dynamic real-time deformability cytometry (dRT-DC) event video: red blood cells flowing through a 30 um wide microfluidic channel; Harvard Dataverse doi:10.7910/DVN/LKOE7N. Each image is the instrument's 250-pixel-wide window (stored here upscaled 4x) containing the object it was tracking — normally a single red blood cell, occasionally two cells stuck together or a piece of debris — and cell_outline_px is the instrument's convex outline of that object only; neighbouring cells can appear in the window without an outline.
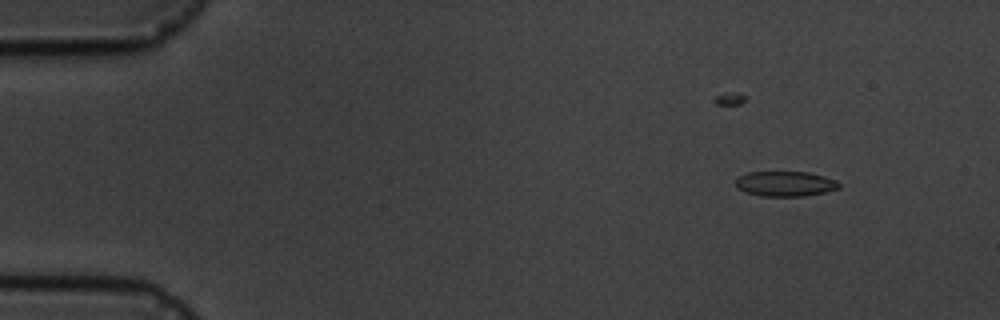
{"species": "common noctule bat (a hibernating species)", "species_latin": "Nyctalus noctula", "temperature_condition": "cold", "stored_images_in_passage": 6, "camera_frame_rate_fps": 3000, "um_per_image_px": 0.085, "animal": {"sex": "male", "body_mass_g": 19.5, "forearm_length_mm": 54.6}, "frame": {"image": 1, "passage_image": 3, "time_ms": 3.333, "image_size_px": [1000, 320], "cell_outline_px": [[840, 188], [824, 192], [804, 196], [760, 196], [744, 192], [736, 188], [736, 176], [748, 172], [808, 172], [824, 176], [836, 180], [840, 184]], "centroid_in_image_um": [66.71, 15.62], "position_along_channel_um": 18.3, "area_um2": 15.26}}
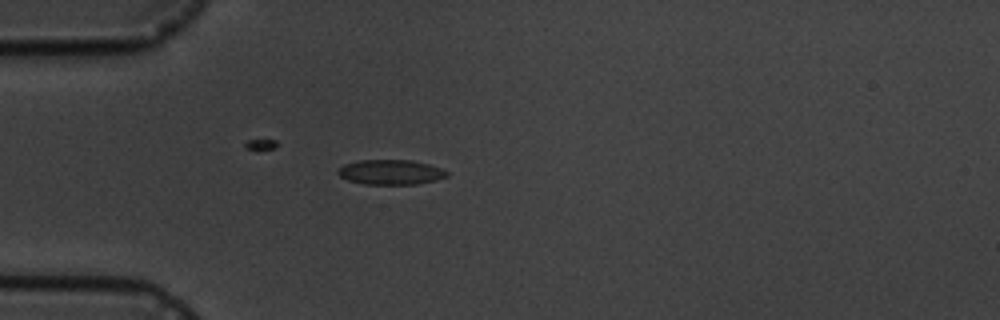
{"frame": {"image": 2, "passage_image": 6, "time_ms": 6.667, "image_size_px": [1000, 320], "cell_outline_px": [[448, 176], [436, 180], [416, 184], [364, 184], [348, 180], [340, 176], [336, 172], [344, 164], [360, 160], [412, 160], [428, 164], [440, 168], [448, 172]], "centroid_in_image_um": [33.21, 14.63], "position_along_channel_um": 51.8, "area_um2": 15.72}}